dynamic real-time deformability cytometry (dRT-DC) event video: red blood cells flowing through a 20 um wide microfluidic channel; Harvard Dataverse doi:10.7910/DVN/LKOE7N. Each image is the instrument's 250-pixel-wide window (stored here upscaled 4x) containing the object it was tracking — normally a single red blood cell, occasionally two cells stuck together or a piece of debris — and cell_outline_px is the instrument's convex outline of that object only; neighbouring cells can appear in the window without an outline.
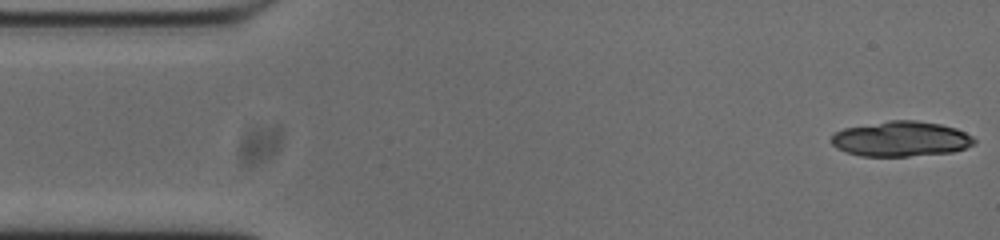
{"species": "common noctule bat (a hibernating species)", "species_latin": "Nyctalus noctula", "temperature_condition": "cold", "stored_images_in_passage": 22, "segment_of_instrument_passage": [1, 2], "camera_frame_rate_fps": 3000, "um_per_image_px": 0.085, "animal": {"sex": "male", "body_mass_g": 20.0, "forearm_length_mm": 53.3}, "frame": {"image": 1, "passage_image": 1, "time_ms": 0.0, "image_size_px": [1000, 240], "cell_outline_px": [[976, 144], [952, 152], [908, 156], [860, 156], [844, 152], [836, 148], [832, 144], [832, 136], [836, 132], [844, 128], [888, 120], [916, 120], [940, 124], [956, 128], [972, 136], [976, 140]], "centroid_in_image_um": [76.58, 11.81], "position_along_channel_um": 8.4, "area_um2": 29.36}}